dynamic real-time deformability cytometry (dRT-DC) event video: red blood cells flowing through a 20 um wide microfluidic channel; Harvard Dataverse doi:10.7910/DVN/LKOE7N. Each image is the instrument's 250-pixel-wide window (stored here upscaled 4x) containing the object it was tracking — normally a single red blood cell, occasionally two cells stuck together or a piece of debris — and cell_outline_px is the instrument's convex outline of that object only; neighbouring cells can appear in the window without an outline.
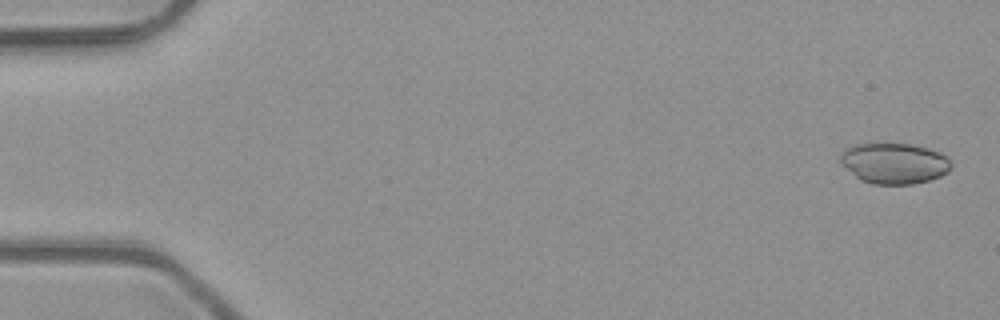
{"species": "common noctule bat (a hibernating species)", "species_latin": "Nyctalus noctula", "temperature_condition": "room temperature", "stored_images_in_passage": 6, "camera_frame_rate_fps": 3000, "um_per_image_px": 0.085, "animal": {"sex": "male", "body_mass_g": 23.1, "forearm_length_mm": 52.7}, "frame": {"image": 1, "passage_image": 1, "time_ms": 0.0, "image_size_px": [1000, 320], "cell_outline_px": [[952, 168], [948, 172], [940, 176], [928, 180], [912, 184], [872, 184], [860, 180], [840, 160], [840, 156], [848, 148], [856, 144], [912, 144], [928, 148], [948, 156], [952, 164]], "centroid_in_image_um": [76.08, 13.89], "position_along_channel_um": 8.9, "area_um2": 26.01}}